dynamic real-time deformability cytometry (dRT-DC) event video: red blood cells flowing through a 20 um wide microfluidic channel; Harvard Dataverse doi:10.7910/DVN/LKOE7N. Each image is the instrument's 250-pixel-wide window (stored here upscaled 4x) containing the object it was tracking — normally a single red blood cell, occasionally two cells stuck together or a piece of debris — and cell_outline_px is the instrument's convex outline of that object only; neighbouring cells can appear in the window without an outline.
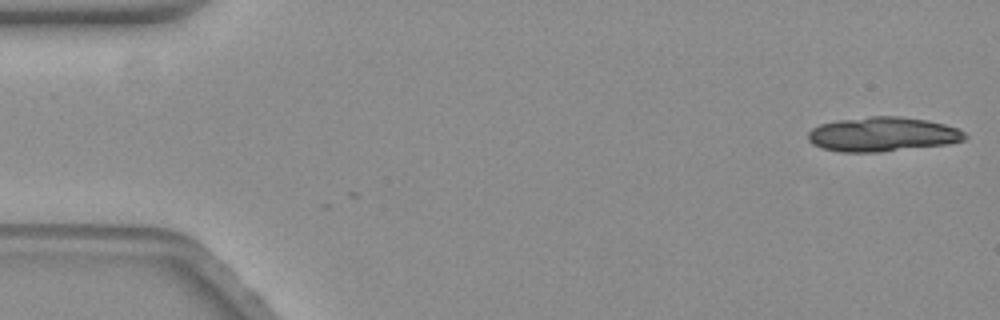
{"species": "common noctule bat (a hibernating species)", "species_latin": "Nyctalus noctula", "temperature_condition": "warm", "stored_images_in_passage": 17, "camera_frame_rate_fps": 3000, "um_per_image_px": 0.085, "animal": {"sex": "female", "body_mass_g": 19.3, "forearm_length_mm": 54.1}, "frame": {"image": 1, "passage_image": 1, "time_ms": 0.0, "image_size_px": [1000, 320], "cell_outline_px": [[968, 136], [964, 140], [948, 144], [880, 152], [840, 152], [820, 148], [812, 144], [808, 140], [808, 132], [812, 128], [820, 124], [840, 120], [872, 116], [896, 116], [924, 120], [944, 124], [956, 128], [964, 132]], "centroid_in_image_um": [74.99, 11.43], "position_along_channel_um": 10.0, "area_um2": 31.39}}